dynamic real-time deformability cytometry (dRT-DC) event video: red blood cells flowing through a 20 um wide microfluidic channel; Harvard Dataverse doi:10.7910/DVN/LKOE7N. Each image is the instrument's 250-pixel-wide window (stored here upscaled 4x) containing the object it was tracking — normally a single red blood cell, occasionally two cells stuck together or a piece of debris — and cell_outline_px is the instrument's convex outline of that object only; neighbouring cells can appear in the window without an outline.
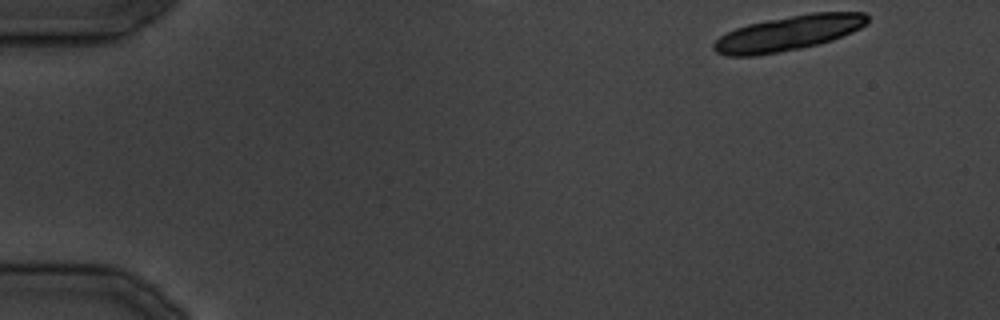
{"species": "common noctule bat (a hibernating species)", "species_latin": "Nyctalus noctula", "temperature_condition": "cold", "stored_images_in_passage": 12, "segment_of_instrument_passage": [1, 2], "camera_frame_rate_fps": 3000, "um_per_image_px": 0.085, "animal": {"sex": "male", "body_mass_g": 19.5, "forearm_length_mm": 54.6}, "frame": {"image": 1, "passage_image": 1, "time_ms": 0.0, "image_size_px": [1000, 320], "cell_outline_px": [[868, 24], [852, 32], [832, 40], [820, 44], [800, 48], [756, 56], [724, 56], [716, 52], [712, 48], [712, 44], [720, 36], [736, 28], [748, 24], [768, 20], [812, 12], [864, 12], [868, 16]], "centroid_in_image_um": [67.01, 2.82], "position_along_channel_um": 18.0, "area_um2": 31.33}}